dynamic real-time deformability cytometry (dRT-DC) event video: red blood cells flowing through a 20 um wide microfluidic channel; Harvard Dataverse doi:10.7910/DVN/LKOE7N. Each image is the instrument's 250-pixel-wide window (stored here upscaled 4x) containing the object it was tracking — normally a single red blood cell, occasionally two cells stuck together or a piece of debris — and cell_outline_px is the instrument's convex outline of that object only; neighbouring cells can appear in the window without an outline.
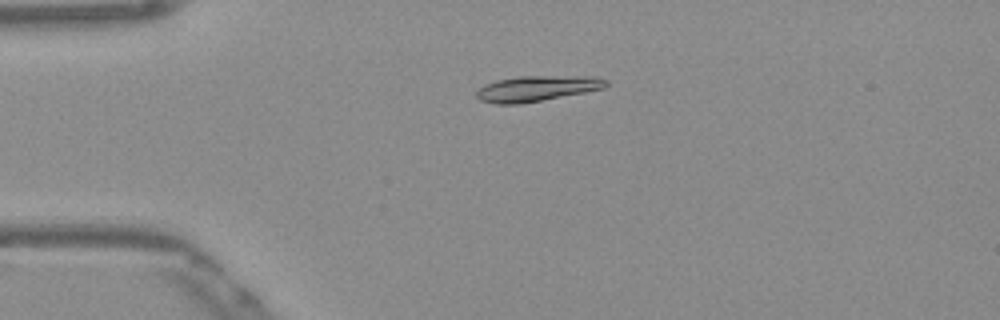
{"species": "Egyptian fruit bat (a non-hibernating species)", "species_latin": "Rousettus aegyptiacus", "temperature_condition": "warm", "stored_images_in_passage": 41, "camera_frame_rate_fps": 3000, "um_per_image_px": 0.085, "frame": {"image": 1, "passage_image": 1, "time_ms": 0.0, "image_size_px": [1000, 320], "cell_outline_px": [[608, 84], [604, 88], [584, 92], [520, 104], [496, 104], [480, 100], [476, 96], [476, 92], [484, 84], [496, 80], [516, 76], [592, 76], [608, 80]], "centroid_in_image_um": [45.61, 7.51], "position_along_channel_um": 39.4, "area_um2": 19.25}}
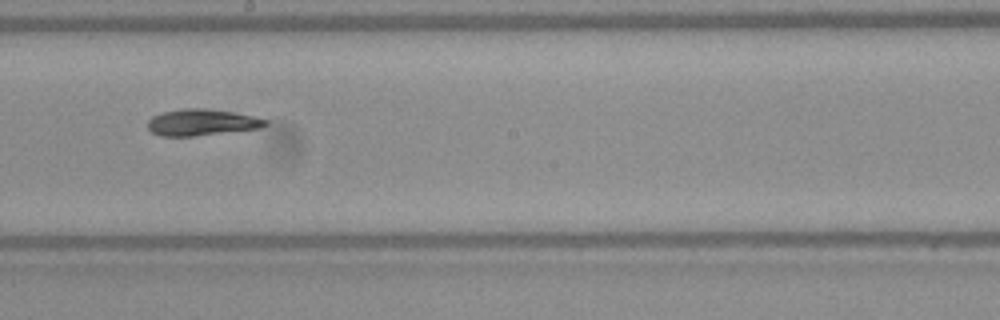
{"frame": {"image": 2, "passage_image": 18, "time_ms": 5.667, "image_size_px": [1000, 320], "cell_outline_px": [[268, 124], [260, 128], [192, 136], [160, 136], [152, 132], [148, 128], [148, 120], [152, 116], [164, 112], [184, 108], [204, 108], [232, 112], [252, 116], [268, 120]], "centroid_in_image_um": [17.12, 10.4], "position_along_channel_um": 231.1, "area_um2": 17.92}}
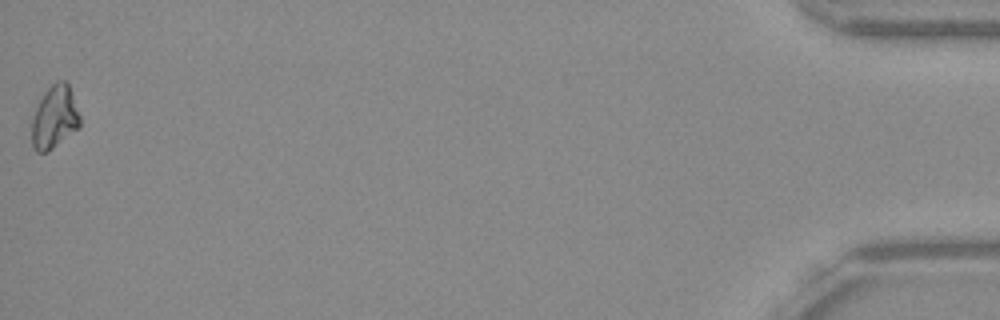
{"frame": {"image": 3, "passage_image": 41, "time_ms": 13.333, "image_size_px": [1000, 320], "cell_outline_px": [[80, 124], [76, 128], [48, 152], [36, 152], [32, 148], [32, 120], [36, 108], [44, 92], [56, 80], [64, 80], [68, 84], [80, 116]], "centroid_in_image_um": [4.61, 9.96], "position_along_channel_um": 430.6, "area_um2": 17.28}}